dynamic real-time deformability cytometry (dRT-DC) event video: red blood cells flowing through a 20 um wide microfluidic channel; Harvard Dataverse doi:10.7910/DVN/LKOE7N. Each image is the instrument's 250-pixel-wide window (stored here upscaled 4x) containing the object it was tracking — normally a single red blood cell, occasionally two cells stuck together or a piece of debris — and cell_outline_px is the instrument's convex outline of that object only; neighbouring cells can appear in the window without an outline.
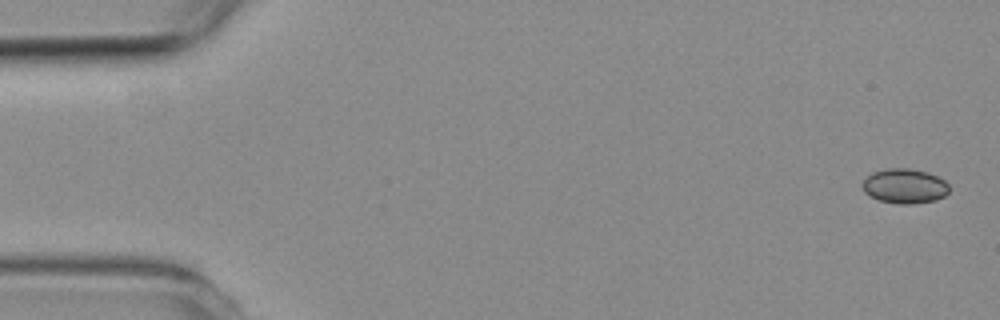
{"species": "common noctule bat (a hibernating species)", "species_latin": "Nyctalus noctula", "temperature_condition": "room temperature", "stored_images_in_passage": 4, "camera_frame_rate_fps": 3000, "um_per_image_px": 0.085, "animal": {"sex": "female", "body_mass_g": 19.3, "forearm_length_mm": 54.1}, "frame": {"image": 1, "passage_image": 1, "time_ms": 0.0, "image_size_px": [1000, 320], "cell_outline_px": [[948, 192], [944, 196], [936, 200], [912, 204], [900, 204], [880, 200], [864, 192], [864, 180], [872, 172], [888, 168], [908, 168], [928, 172], [944, 180], [948, 184]], "centroid_in_image_um": [76.92, 15.81], "position_along_channel_um": 8.1, "area_um2": 17.34}}
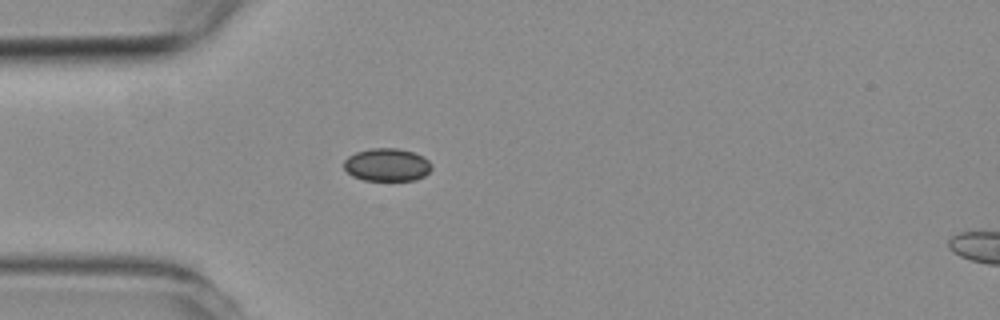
{"frame": {"image": 2, "passage_image": 4, "time_ms": 4.333, "image_size_px": [1000, 320], "cell_outline_px": [[432, 168], [424, 176], [416, 180], [364, 180], [352, 176], [344, 168], [344, 160], [348, 156], [356, 152], [372, 148], [396, 148], [412, 152], [424, 156], [432, 164]], "centroid_in_image_um": [32.9, 14.01], "position_along_channel_um": 52.1, "area_um2": 16.82}}